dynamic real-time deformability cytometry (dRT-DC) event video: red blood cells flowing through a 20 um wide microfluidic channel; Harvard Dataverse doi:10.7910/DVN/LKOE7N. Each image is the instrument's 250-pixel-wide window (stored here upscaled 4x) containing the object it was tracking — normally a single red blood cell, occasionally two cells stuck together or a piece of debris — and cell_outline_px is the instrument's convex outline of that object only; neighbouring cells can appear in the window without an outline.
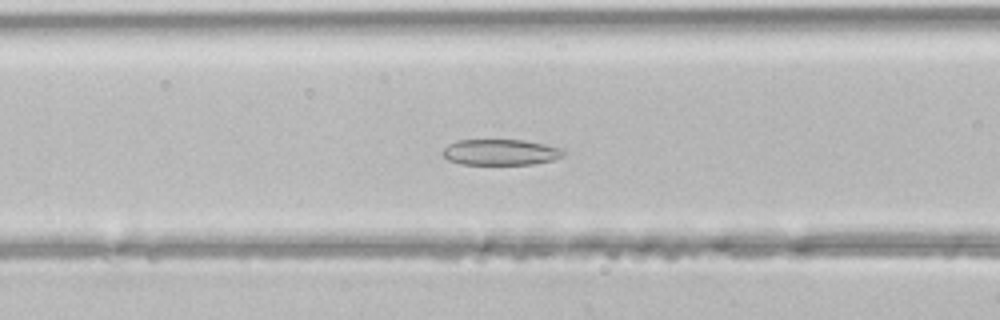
{"species": "common noctule bat (a hibernating species)", "species_latin": "Nyctalus noctula", "temperature_condition": "room temperature", "stored_images_in_passage": 46, "segment_of_instrument_passage": [1, 2], "camera_frame_rate_fps": 3000, "um_per_image_px": 0.085, "animal": {"sex": "male", "body_mass_g": 21.5, "forearm_length_mm": 52.0}, "frame": {"image": 1, "passage_image": 18, "time_ms": 5.667, "image_size_px": [1000, 320], "cell_outline_px": [[568, 152], [564, 156], [552, 160], [532, 164], [460, 164], [448, 160], [440, 152], [448, 144], [456, 140], [524, 140], [564, 148]], "centroid_in_image_um": [42.57, 12.93], "position_along_channel_um": 124.0, "area_um2": 18.44}}
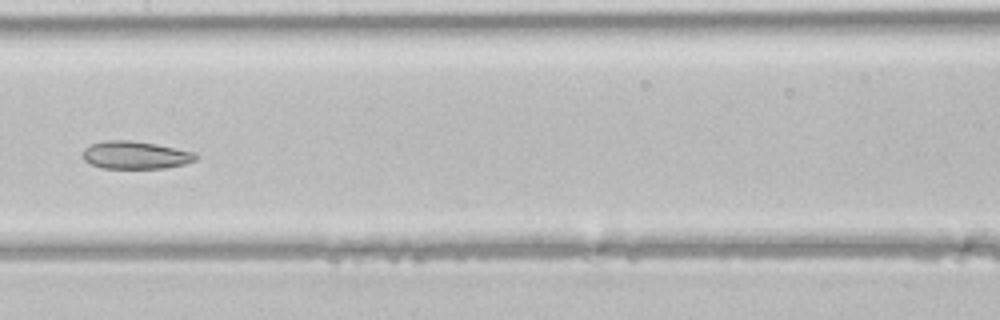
{"frame": {"image": 2, "passage_image": 23, "time_ms": 7.333, "image_size_px": [1000, 320], "cell_outline_px": [[196, 160], [184, 164], [164, 168], [104, 168], [92, 164], [84, 160], [84, 148], [92, 144], [108, 140], [128, 140], [156, 144], [196, 152]], "centroid_in_image_um": [11.54, 13.18], "position_along_channel_um": 195.9, "area_um2": 18.03}}
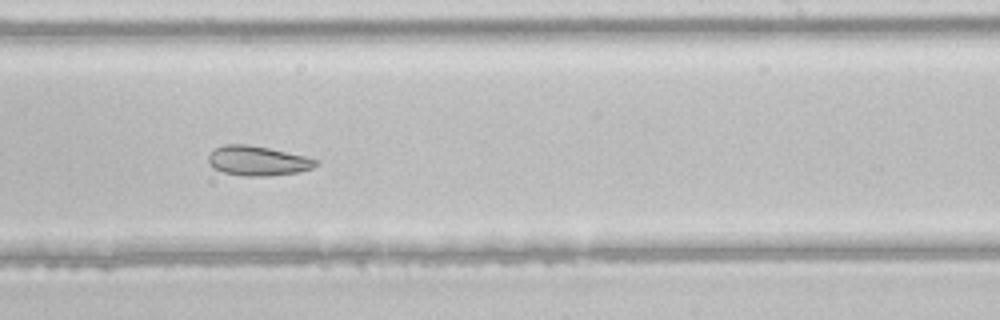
{"frame": {"image": 3, "passage_image": 28, "time_ms": 9.0, "image_size_px": [1000, 320], "cell_outline_px": [[320, 164], [312, 168], [300, 172], [268, 176], [244, 176], [224, 172], [212, 168], [208, 164], [208, 156], [216, 148], [224, 144], [248, 144], [268, 148], [304, 156], [320, 160]], "centroid_in_image_um": [21.92, 13.67], "position_along_channel_um": 267.1, "area_um2": 18.67}}